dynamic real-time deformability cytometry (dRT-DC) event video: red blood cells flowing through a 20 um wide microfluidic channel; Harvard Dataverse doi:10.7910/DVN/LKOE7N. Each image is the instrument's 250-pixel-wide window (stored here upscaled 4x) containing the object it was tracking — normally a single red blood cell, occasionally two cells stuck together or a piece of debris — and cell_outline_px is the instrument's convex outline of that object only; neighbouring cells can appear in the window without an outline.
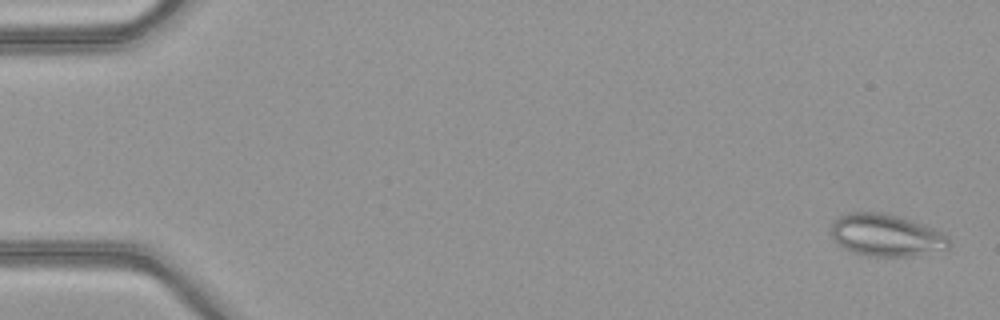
{"species": "common noctule bat (a hibernating species)", "species_latin": "Nyctalus noctula", "temperature_condition": "warm", "stored_images_in_passage": 51, "camera_frame_rate_fps": 3000, "um_per_image_px": 0.085, "animal": {"sex": "female", "body_mass_g": 21.9}, "frame": {"image": 1, "passage_image": 2, "time_ms": 0.333, "image_size_px": [1000, 320], "cell_outline_px": [[948, 248], [908, 256], [868, 256], [852, 252], [836, 244], [832, 240], [832, 220], [836, 216], [848, 212], [884, 212], [932, 228], [948, 236]], "centroid_in_image_um": [75.21, 19.98], "position_along_channel_um": 9.8, "area_um2": 28.73}}
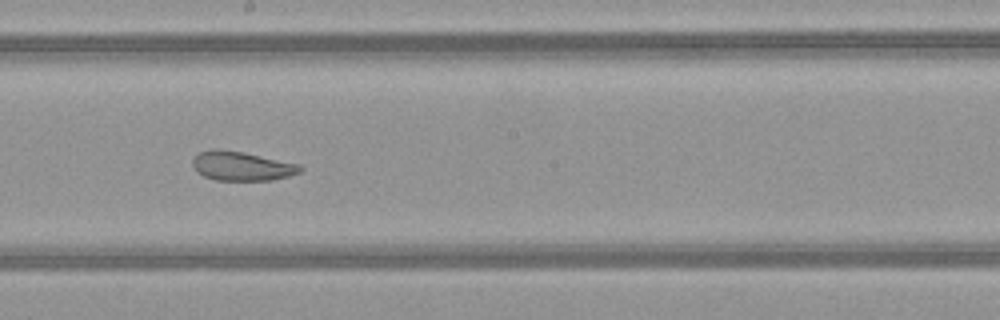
{"frame": {"image": 2, "passage_image": 29, "time_ms": 9.333, "image_size_px": [1000, 320], "cell_outline_px": [[304, 168], [300, 172], [288, 176], [272, 180], [216, 180], [204, 176], [196, 172], [192, 164], [192, 160], [200, 152], [212, 148], [220, 148], [244, 152], [300, 164]], "centroid_in_image_um": [20.54, 14.1], "position_along_channel_um": 227.7, "area_um2": 18.44}}
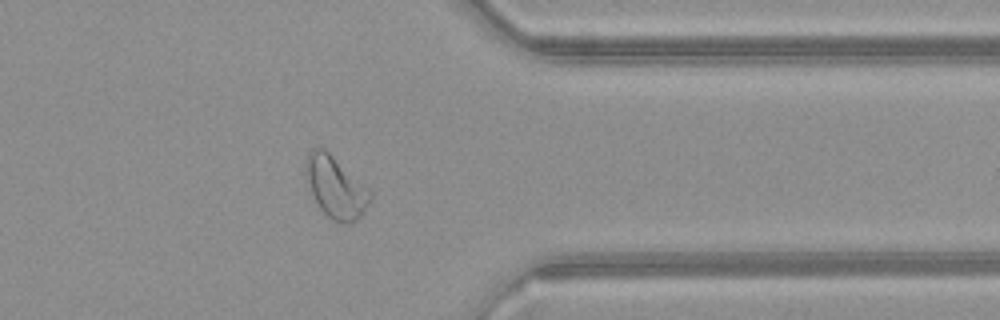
{"frame": {"image": 3, "passage_image": 41, "time_ms": 13.333, "image_size_px": [1000, 320], "cell_outline_px": [[372, 200], [360, 216], [352, 224], [344, 224], [332, 220], [320, 208], [304, 176], [304, 164], [308, 152], [312, 148], [320, 144], [368, 188], [372, 192]], "centroid_in_image_um": [28.51, 15.89], "position_along_channel_um": 382.9, "area_um2": 23.29}, "authors_computed_cell_mechanics": {"area_um2": 25.3742, "velocity_mm_per_s": 4.1146, "shape_relaxation_time_tau1_ms": null, "shape_relaxation_time_tau2_ms": 2.0325, "deformation_change_tau1": null, "deformation_change_tau2": 0.0904}}